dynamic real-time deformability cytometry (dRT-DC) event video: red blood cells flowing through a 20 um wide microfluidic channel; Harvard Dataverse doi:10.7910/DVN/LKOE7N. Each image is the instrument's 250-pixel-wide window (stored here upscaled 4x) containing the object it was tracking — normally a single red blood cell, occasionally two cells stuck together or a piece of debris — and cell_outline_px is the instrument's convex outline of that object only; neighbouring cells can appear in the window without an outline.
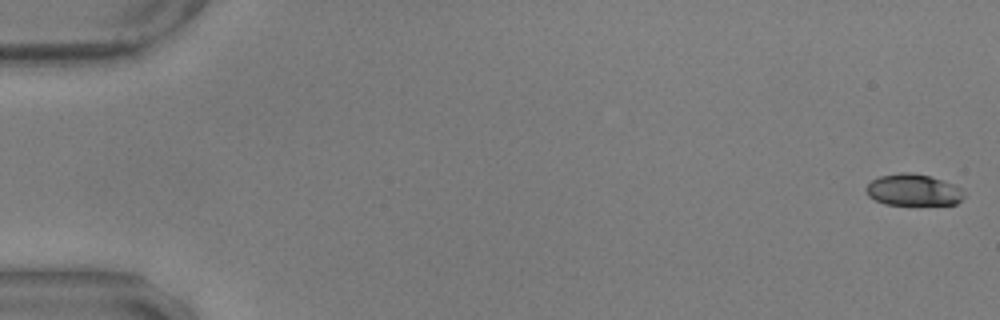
{"species": "common noctule bat (a hibernating species)", "species_latin": "Nyctalus noctula", "temperature_condition": "warm", "stored_images_in_passage": 58, "camera_frame_rate_fps": 3000, "um_per_image_px": 0.085, "animal": {"sex": "male", "body_mass_g": 17.9, "forearm_length_mm": 54.2}, "frame": {"image": 1, "passage_image": 1, "time_ms": 0.0, "image_size_px": [1000, 320], "cell_outline_px": [[964, 196], [956, 204], [884, 204], [868, 196], [864, 188], [872, 180], [880, 176], [900, 172], [908, 172], [928, 176], [952, 184], [960, 188], [964, 192]], "centroid_in_image_um": [77.58, 16.14], "position_along_channel_um": 7.4, "area_um2": 17.74}}
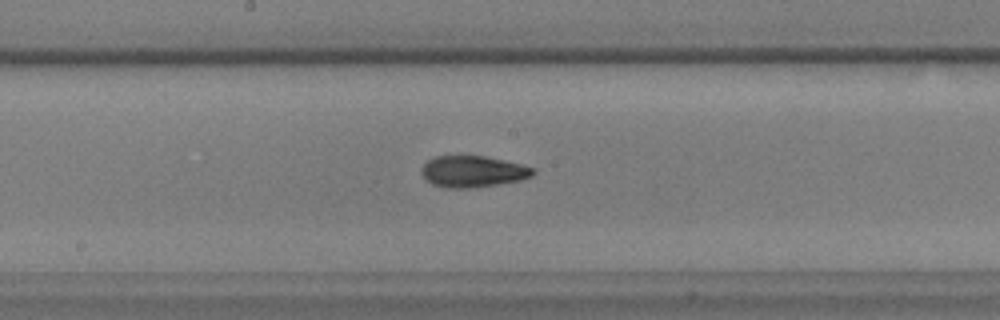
{"frame": {"image": 2, "passage_image": 31, "time_ms": 10.0, "image_size_px": [1000, 320], "cell_outline_px": [[536, 172], [532, 176], [520, 180], [476, 188], [448, 188], [432, 184], [420, 172], [420, 168], [428, 160], [436, 156], [484, 156], [504, 160], [536, 168]], "centroid_in_image_um": [40.21, 14.58], "position_along_channel_um": 208.0, "area_um2": 20.46}}
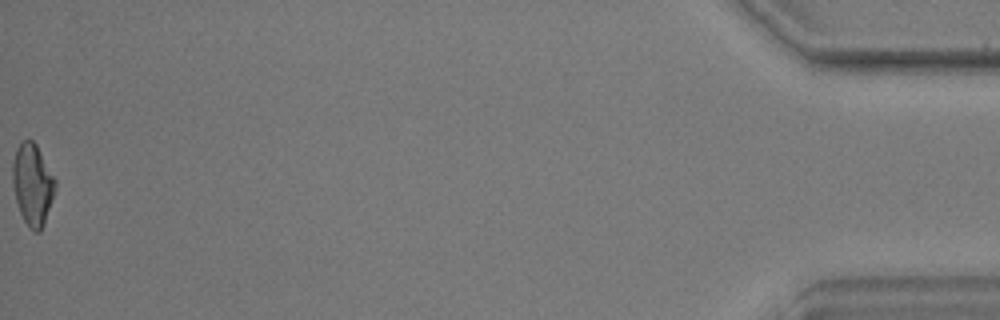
{"frame": {"image": 3, "passage_image": 58, "time_ms": 19.0, "image_size_px": [1000, 320], "cell_outline_px": [[56, 188], [44, 224], [40, 232], [36, 232], [28, 228], [20, 212], [16, 200], [12, 184], [12, 164], [16, 148], [20, 140], [32, 140], [36, 144], [56, 180]], "centroid_in_image_um": [2.75, 15.67], "position_along_channel_um": 432.4, "area_um2": 20.35}, "authors_computed_cell_mechanics": {"area_um2": 19.8543, "velocity_mm_per_s": 3.5428, "shape_relaxation_time_tau1_ms": 7.3389, "shape_relaxation_time_tau2_ms": 2.7351, "deformation_change_tau1": 0.2297, "deformation_change_tau2": 0.098}}